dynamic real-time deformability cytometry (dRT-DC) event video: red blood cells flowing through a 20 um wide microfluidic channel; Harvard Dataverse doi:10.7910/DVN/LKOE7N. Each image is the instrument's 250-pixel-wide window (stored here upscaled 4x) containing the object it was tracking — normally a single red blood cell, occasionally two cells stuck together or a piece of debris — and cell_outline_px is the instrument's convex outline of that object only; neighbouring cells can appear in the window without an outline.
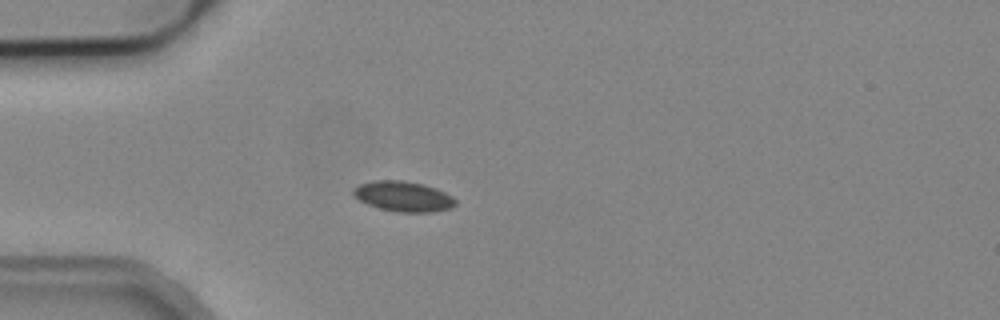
{"species": "common noctule bat (a hibernating species)", "species_latin": "Nyctalus noctula", "temperature_condition": "cold", "stored_images_in_passage": 6, "camera_frame_rate_fps": 3000, "um_per_image_px": 0.085, "animal": {"sex": "male", "body_mass_g": 19.2, "forearm_length_mm": 51.8}, "frame": {"image": 1, "passage_image": 4, "time_ms": 3.667, "image_size_px": [1000, 320], "cell_outline_px": [[456, 204], [452, 208], [432, 212], [396, 212], [380, 208], [368, 204], [360, 200], [352, 192], [352, 188], [360, 184], [376, 180], [404, 180], [424, 184], [436, 188], [452, 196], [456, 200]], "centroid_in_image_um": [34.31, 16.69], "position_along_channel_um": 50.7, "area_um2": 18.03}}